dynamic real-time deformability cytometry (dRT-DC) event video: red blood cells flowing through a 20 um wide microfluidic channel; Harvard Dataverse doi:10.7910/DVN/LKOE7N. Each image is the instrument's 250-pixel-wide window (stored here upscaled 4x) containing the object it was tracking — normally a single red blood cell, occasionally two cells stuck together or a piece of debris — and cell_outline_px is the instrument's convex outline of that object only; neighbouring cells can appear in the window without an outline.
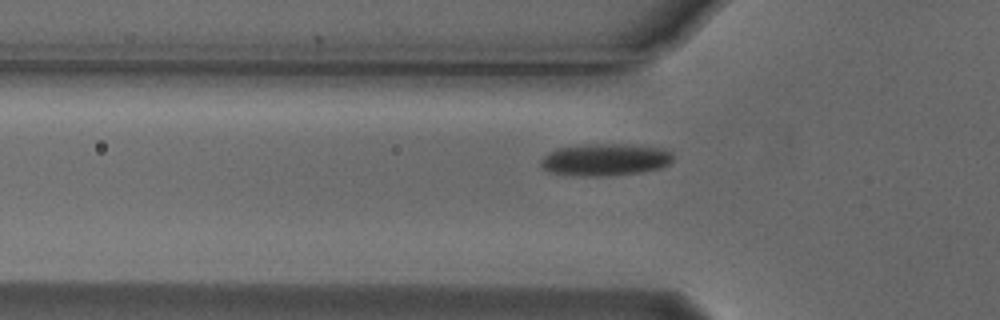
{"species": "Egyptian fruit bat (a non-hibernating species)", "species_latin": "Rousettus aegyptiacus", "temperature_condition": "cold", "stored_images_in_passage": 7, "segment_of_instrument_passage": [2, 2], "camera_frame_rate_fps": 3000, "um_per_image_px": 0.085, "animal": {"sex": "male"}, "frame": {"image": 1, "passage_image": 7, "time_ms": 2.0, "image_size_px": [1000, 320], "cell_outline_px": [[672, 160], [668, 164], [660, 168], [640, 172], [604, 176], [580, 176], [548, 172], [540, 164], [540, 160], [548, 152], [556, 148], [584, 144], [620, 144], [664, 148], [672, 152]], "centroid_in_image_um": [51.41, 13.57], "position_along_channel_um": 74.4, "area_um2": 24.8}}